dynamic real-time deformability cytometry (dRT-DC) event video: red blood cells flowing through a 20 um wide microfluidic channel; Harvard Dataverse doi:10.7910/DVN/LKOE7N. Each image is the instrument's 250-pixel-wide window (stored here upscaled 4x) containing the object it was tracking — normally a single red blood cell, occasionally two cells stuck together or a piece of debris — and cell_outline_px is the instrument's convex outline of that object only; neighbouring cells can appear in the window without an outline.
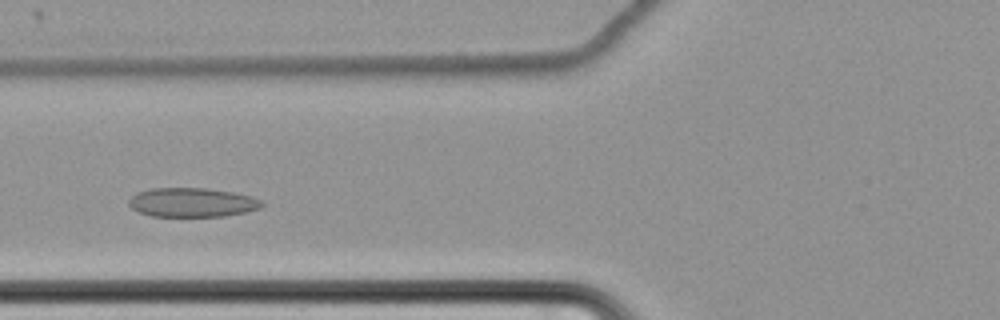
{"species": "common noctule bat (a hibernating species)", "species_latin": "Nyctalus noctula", "temperature_condition": "cold", "stored_images_in_passage": 55, "camera_frame_rate_fps": 3000, "um_per_image_px": 0.085, "animal": {"sex": "female", "body_mass_g": 22.7, "forearm_length_mm": 54.2}, "frame": {"image": 1, "passage_image": 18, "time_ms": 5.667, "image_size_px": [1000, 320], "cell_outline_px": [[264, 204], [260, 208], [244, 212], [224, 216], [152, 216], [140, 212], [132, 208], [128, 204], [128, 200], [132, 196], [140, 192], [152, 188], [208, 188], [232, 192], [252, 196], [264, 200]], "centroid_in_image_um": [16.37, 17.2], "position_along_channel_um": 109.4, "area_um2": 22.54}}
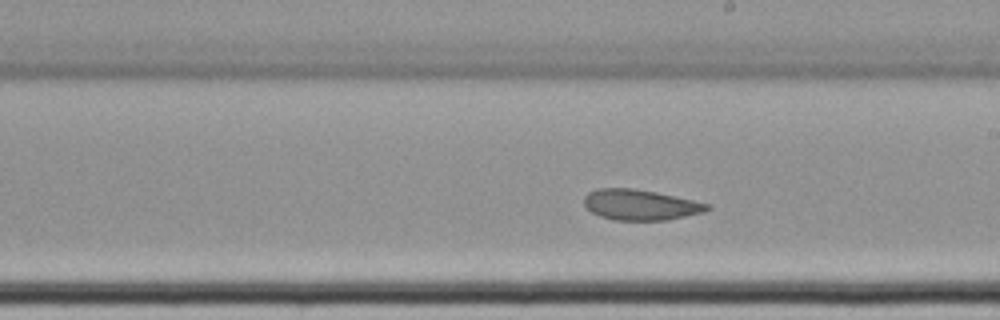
{"frame": {"image": 2, "passage_image": 29, "time_ms": 9.333, "image_size_px": [1000, 320], "cell_outline_px": [[712, 208], [704, 212], [668, 220], [612, 220], [600, 216], [592, 212], [584, 204], [584, 196], [588, 192], [596, 188], [632, 188], [656, 192], [712, 204]], "centroid_in_image_um": [54.45, 17.41], "position_along_channel_um": 234.6, "area_um2": 22.08}}
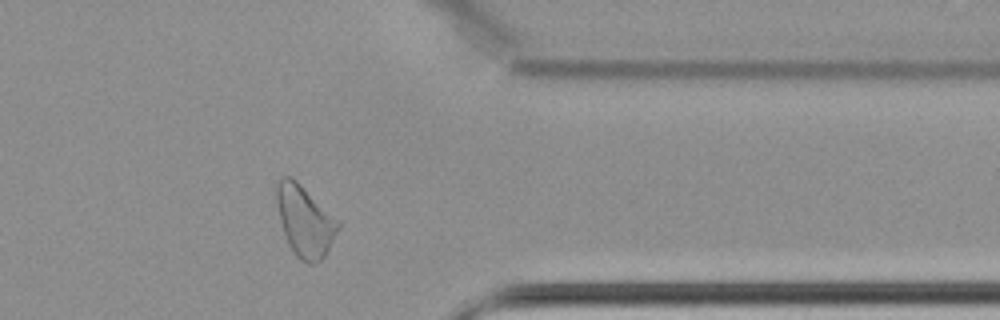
{"frame": {"image": 3, "passage_image": 43, "time_ms": 14.0, "image_size_px": [1000, 320], "cell_outline_px": [[340, 228], [324, 256], [320, 260], [312, 264], [308, 264], [300, 260], [296, 256], [288, 244], [280, 220], [272, 192], [276, 180], [284, 176], [288, 176], [296, 180], [340, 220]], "centroid_in_image_um": [25.87, 18.74], "position_along_channel_um": 385.5, "area_um2": 25.95}}